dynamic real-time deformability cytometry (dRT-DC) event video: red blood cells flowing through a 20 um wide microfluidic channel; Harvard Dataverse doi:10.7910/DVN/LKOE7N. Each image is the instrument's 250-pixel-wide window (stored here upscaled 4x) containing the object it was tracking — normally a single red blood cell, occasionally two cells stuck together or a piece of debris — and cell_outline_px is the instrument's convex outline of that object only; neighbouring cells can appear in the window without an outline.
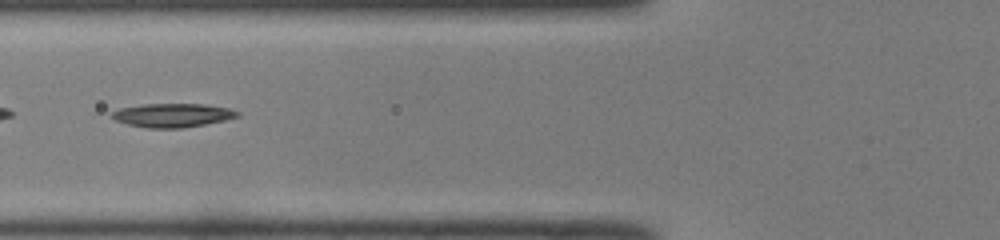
{"species": "common noctule bat (a hibernating species)", "species_latin": "Nyctalus noctula", "temperature_condition": "room temperature", "stored_images_in_passage": 38, "camera_frame_rate_fps": 3000, "um_per_image_px": 0.085, "animal": {"sex": "male", "body_mass_g": 19.0, "forearm_length_mm": 50.8}, "frame": {"image": 1, "passage_image": 7, "time_ms": 2.0, "image_size_px": [1000, 240], "cell_outline_px": [[240, 116], [224, 120], [204, 124], [180, 128], [148, 128], [128, 124], [116, 120], [112, 116], [112, 112], [120, 108], [144, 104], [204, 104], [228, 108], [240, 112]], "centroid_in_image_um": [14.68, 9.79], "position_along_channel_um": 111.1, "area_um2": 17.17}}
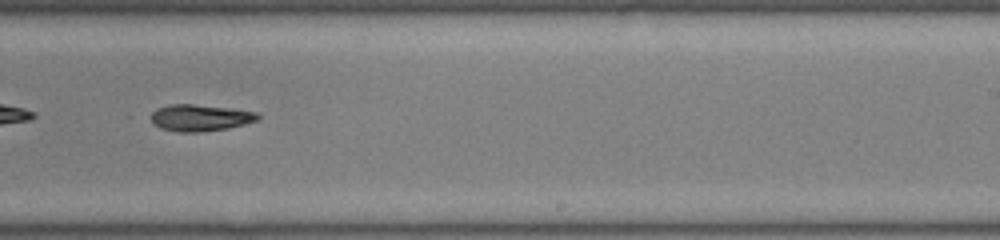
{"frame": {"image": 2, "passage_image": 19, "time_ms": 6.0, "image_size_px": [1000, 240], "cell_outline_px": [[260, 116], [256, 120], [244, 124], [228, 128], [200, 132], [176, 132], [160, 128], [152, 120], [152, 112], [156, 108], [168, 104], [196, 104], [232, 108], [256, 112]], "centroid_in_image_um": [17.0, 10.0], "position_along_channel_um": 272.0, "area_um2": 16.59}}
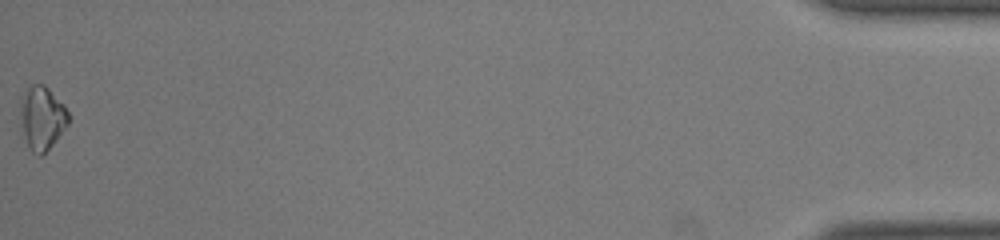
{"frame": {"image": 3, "passage_image": 38, "time_ms": 12.333, "image_size_px": [1000, 240], "cell_outline_px": [[68, 124], [52, 144], [40, 156], [36, 156], [32, 152], [28, 144], [24, 132], [20, 112], [20, 96], [32, 84], [44, 84], [64, 104], [68, 112]], "centroid_in_image_um": [3.57, 9.99], "position_along_channel_um": 431.6, "area_um2": 17.46}}